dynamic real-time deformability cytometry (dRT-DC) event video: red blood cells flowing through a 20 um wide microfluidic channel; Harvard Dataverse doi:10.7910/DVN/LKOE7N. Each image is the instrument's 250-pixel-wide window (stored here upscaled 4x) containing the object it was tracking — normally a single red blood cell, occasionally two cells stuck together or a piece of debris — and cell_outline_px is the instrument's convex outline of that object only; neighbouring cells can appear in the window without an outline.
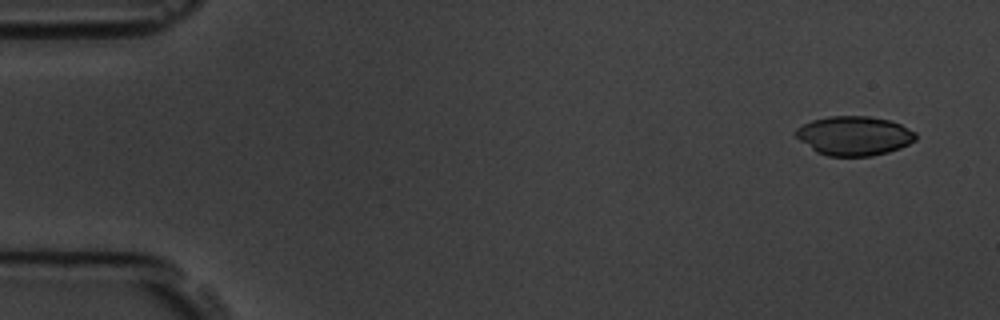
{"species": "common noctule bat (a hibernating species)", "species_latin": "Nyctalus noctula", "temperature_condition": "room temperature", "stored_images_in_passage": 4, "camera_frame_rate_fps": 3000, "um_per_image_px": 0.085, "animal": {"sex": "male", "body_mass_g": 19.5, "forearm_length_mm": 54.6}, "frame": {"image": 1, "passage_image": 1, "time_ms": 0.0, "image_size_px": [1000, 320], "cell_outline_px": [[916, 140], [900, 148], [888, 152], [872, 156], [828, 156], [816, 152], [800, 140], [792, 132], [796, 128], [812, 120], [828, 116], [868, 116], [892, 120], [916, 132]], "centroid_in_image_um": [72.6, 11.54], "position_along_channel_um": 12.4, "area_um2": 27.57}}